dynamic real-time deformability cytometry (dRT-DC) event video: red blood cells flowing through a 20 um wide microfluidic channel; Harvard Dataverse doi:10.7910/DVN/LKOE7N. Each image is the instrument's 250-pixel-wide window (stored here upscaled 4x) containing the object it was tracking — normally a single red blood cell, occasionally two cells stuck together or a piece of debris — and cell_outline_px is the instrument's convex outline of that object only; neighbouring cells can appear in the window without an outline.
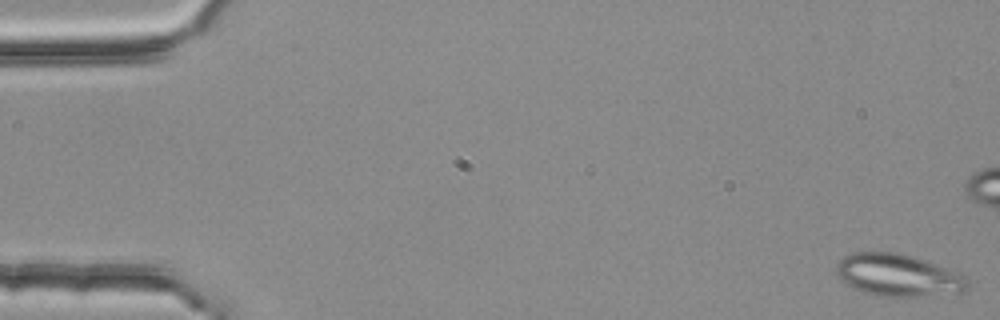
{"species": "common noctule bat (a hibernating species)", "species_latin": "Nyctalus noctula", "temperature_condition": "room temperature", "stored_images_in_passage": 5, "camera_frame_rate_fps": 3000, "um_per_image_px": 0.085, "animal": {"sex": "female", "body_mass_g": 25.1}, "frame": {"image": 1, "passage_image": 1, "time_ms": 0.0, "image_size_px": [1000, 320], "cell_outline_px": [[968, 292], [916, 296], [876, 296], [852, 288], [836, 276], [836, 264], [844, 256], [852, 252], [896, 252], [912, 256], [936, 264], [964, 276], [968, 280]], "centroid_in_image_um": [76.3, 23.4], "position_along_channel_um": 8.7, "area_um2": 32.31}}